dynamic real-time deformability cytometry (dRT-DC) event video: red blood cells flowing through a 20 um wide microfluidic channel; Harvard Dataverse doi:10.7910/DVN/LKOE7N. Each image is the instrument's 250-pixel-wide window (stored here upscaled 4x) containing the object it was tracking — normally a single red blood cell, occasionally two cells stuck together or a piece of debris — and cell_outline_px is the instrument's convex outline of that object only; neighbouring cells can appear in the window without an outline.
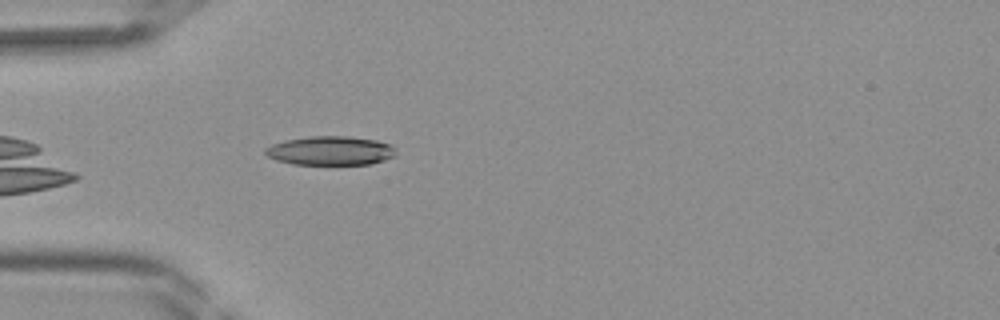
{"species": "Egyptian fruit bat (a non-hibernating species)", "species_latin": "Rousettus aegyptiacus", "temperature_condition": "room temperature", "stored_images_in_passage": 26, "camera_frame_rate_fps": 3000, "um_per_image_px": 0.085, "frame": {"image": 1, "passage_image": 2, "time_ms": 0.333, "image_size_px": [1000, 320], "cell_outline_px": [[396, 156], [372, 164], [292, 164], [276, 160], [268, 156], [264, 152], [264, 148], [272, 144], [284, 140], [312, 136], [344, 136], [376, 140], [392, 144], [396, 148]], "centroid_in_image_um": [28.11, 12.81], "position_along_channel_um": 56.9, "area_um2": 22.2}}
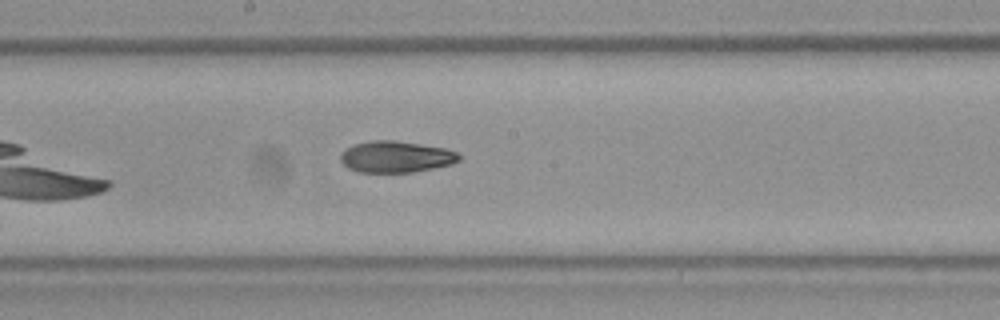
{"frame": {"image": 2, "passage_image": 12, "time_ms": 3.667, "image_size_px": [1000, 320], "cell_outline_px": [[464, 156], [460, 160], [452, 164], [412, 172], [356, 172], [348, 168], [340, 160], [340, 152], [344, 148], [352, 144], [372, 140], [396, 140], [444, 148], [456, 152]], "centroid_in_image_um": [33.62, 13.32], "position_along_channel_um": 214.6, "area_um2": 21.96}}
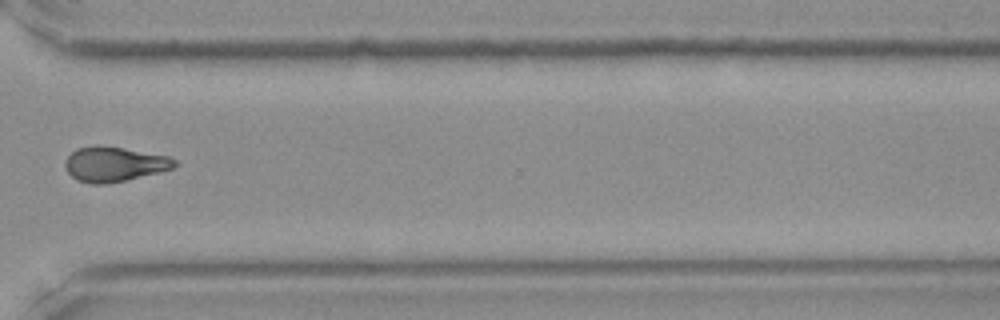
{"frame": {"image": 3, "passage_image": 21, "time_ms": 6.667, "image_size_px": [1000, 320], "cell_outline_px": [[180, 164], [172, 168], [160, 172], [124, 180], [104, 184], [92, 184], [76, 180], [68, 172], [64, 164], [64, 160], [76, 148], [96, 144], [100, 144], [124, 148], [168, 156], [176, 160]], "centroid_in_image_um": [9.69, 13.93], "position_along_channel_um": 360.9, "area_um2": 22.37}}